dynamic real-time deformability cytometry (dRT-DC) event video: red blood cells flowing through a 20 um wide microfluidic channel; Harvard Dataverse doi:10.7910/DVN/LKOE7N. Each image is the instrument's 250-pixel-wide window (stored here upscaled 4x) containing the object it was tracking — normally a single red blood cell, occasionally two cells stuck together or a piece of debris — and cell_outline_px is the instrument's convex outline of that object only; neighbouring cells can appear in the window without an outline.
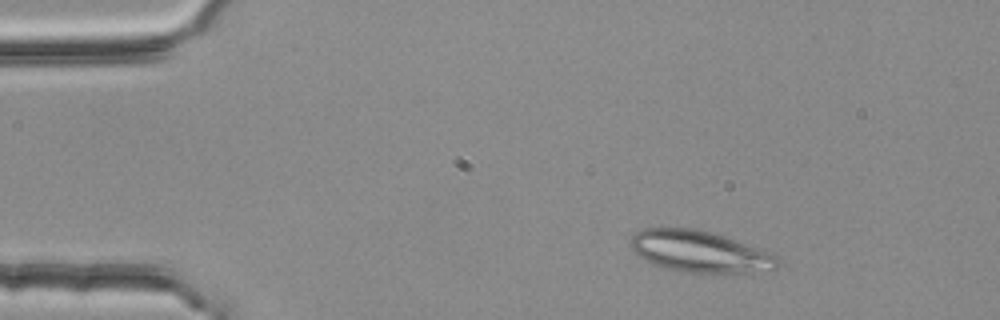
{"species": "common noctule bat (a hibernating species)", "species_latin": "Nyctalus noctula", "temperature_condition": "room temperature", "stored_images_in_passage": 2, "camera_frame_rate_fps": 3000, "um_per_image_px": 0.085, "animal": {"sex": "female", "body_mass_g": 25.1}, "frame": {"image": 1, "passage_image": 1, "time_ms": 0.0, "image_size_px": [1000, 320], "cell_outline_px": [[776, 268], [752, 276], [748, 276], [684, 272], [668, 268], [656, 264], [632, 252], [632, 236], [636, 232], [644, 228], [696, 228], [712, 232], [724, 236], [776, 256]], "centroid_in_image_um": [59.53, 21.43], "position_along_channel_um": 25.5, "area_um2": 35.84}}